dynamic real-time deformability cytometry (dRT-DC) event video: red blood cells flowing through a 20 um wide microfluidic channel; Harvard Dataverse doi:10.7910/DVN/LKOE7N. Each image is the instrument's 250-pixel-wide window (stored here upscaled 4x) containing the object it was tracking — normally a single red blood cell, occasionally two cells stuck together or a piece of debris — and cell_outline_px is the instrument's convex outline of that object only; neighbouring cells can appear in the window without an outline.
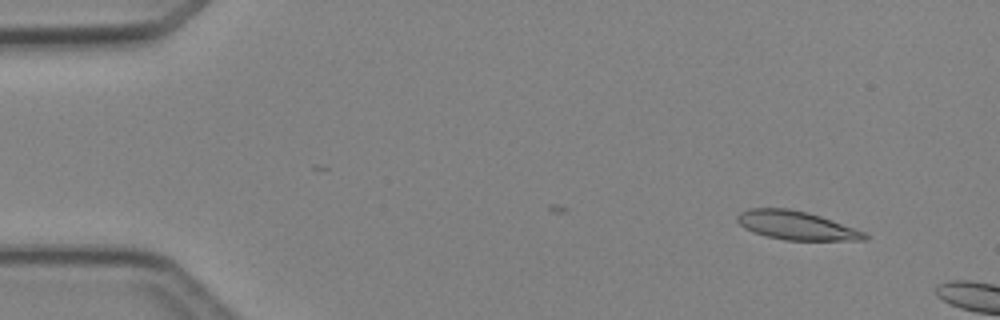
{"species": "Egyptian fruit bat (a non-hibernating species)", "species_latin": "Rousettus aegyptiacus", "temperature_condition": "cold", "stored_images_in_passage": 12, "camera_frame_rate_fps": 3000, "um_per_image_px": 0.085, "animal": {"sex": "female"}, "frame": {"image": 1, "passage_image": 3, "time_ms": 0.667, "image_size_px": [1000, 320], "cell_outline_px": [[872, 236], [868, 240], [784, 240], [768, 236], [744, 228], [736, 220], [736, 216], [740, 212], [748, 208], [788, 208], [808, 212], [832, 220], [864, 232]], "centroid_in_image_um": [67.7, 19.16], "position_along_channel_um": 17.3, "area_um2": 21.21}}